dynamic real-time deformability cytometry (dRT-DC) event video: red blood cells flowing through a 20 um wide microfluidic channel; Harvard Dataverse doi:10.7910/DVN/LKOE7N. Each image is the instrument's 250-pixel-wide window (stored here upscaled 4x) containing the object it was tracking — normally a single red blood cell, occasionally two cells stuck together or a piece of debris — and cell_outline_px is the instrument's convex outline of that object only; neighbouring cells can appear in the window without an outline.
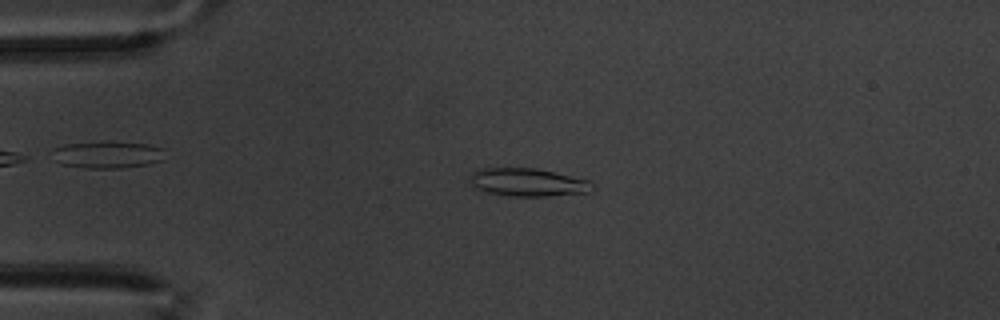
{"species": "common noctule bat (a hibernating species)", "species_latin": "Nyctalus noctula", "temperature_condition": "warm", "stored_images_in_passage": 59, "camera_frame_rate_fps": 3000, "um_per_image_px": 0.085, "animal": {"sex": "male", "body_mass_g": 20.1, "forearm_length_mm": 53.5}, "frame": {"image": 1, "passage_image": 14, "time_ms": 4.333, "image_size_px": [1000, 320], "cell_outline_px": [[592, 184], [588, 192], [548, 196], [508, 196], [488, 192], [476, 188], [468, 180], [472, 172], [480, 168], [536, 168], [588, 180]], "centroid_in_image_um": [44.79, 15.49], "position_along_channel_um": 40.2, "area_um2": 19.77}}
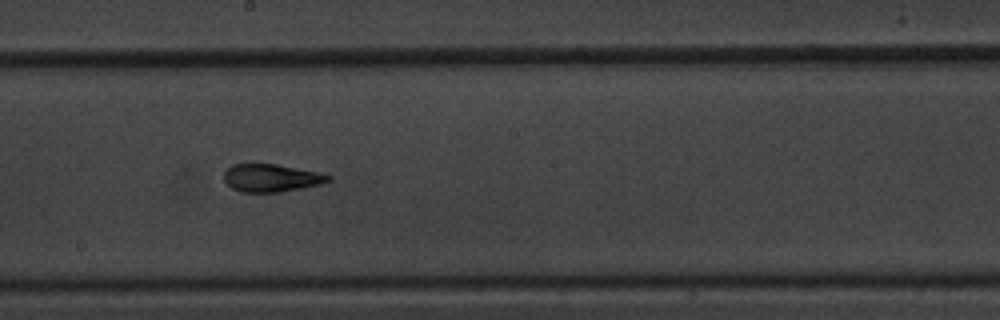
{"frame": {"image": 2, "passage_image": 33, "time_ms": 10.667, "image_size_px": [1000, 320], "cell_outline_px": [[332, 180], [320, 184], [280, 192], [240, 192], [232, 188], [224, 180], [224, 172], [232, 164], [252, 160], [276, 164], [316, 172], [332, 176]], "centroid_in_image_um": [22.98, 15.08], "position_along_channel_um": 225.2, "area_um2": 17.34}}
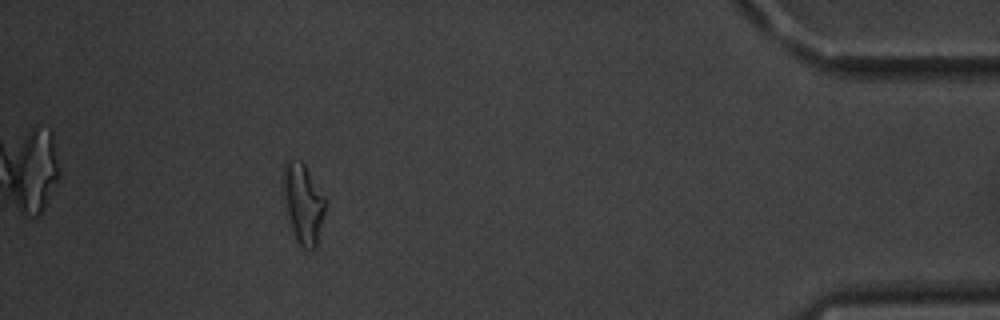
{"frame": {"image": 3, "passage_image": 54, "time_ms": 17.667, "image_size_px": [1000, 320], "cell_outline_px": [[324, 212], [316, 248], [304, 248], [296, 240], [280, 192], [280, 184], [284, 164], [288, 160], [300, 160], [304, 164], [324, 196]], "centroid_in_image_um": [25.7, 17.24], "position_along_channel_um": 409.5, "area_um2": 19.59}, "authors_computed_cell_mechanics": {"area_um2": 17.9758, "velocity_mm_per_s": 3.3862, "shape_relaxation_time_tau1_ms": 8.8876, "shape_relaxation_time_tau2_ms": 1.4368, "deformation_change_tau1": 0.2144, "deformation_change_tau2": 0.0691}}